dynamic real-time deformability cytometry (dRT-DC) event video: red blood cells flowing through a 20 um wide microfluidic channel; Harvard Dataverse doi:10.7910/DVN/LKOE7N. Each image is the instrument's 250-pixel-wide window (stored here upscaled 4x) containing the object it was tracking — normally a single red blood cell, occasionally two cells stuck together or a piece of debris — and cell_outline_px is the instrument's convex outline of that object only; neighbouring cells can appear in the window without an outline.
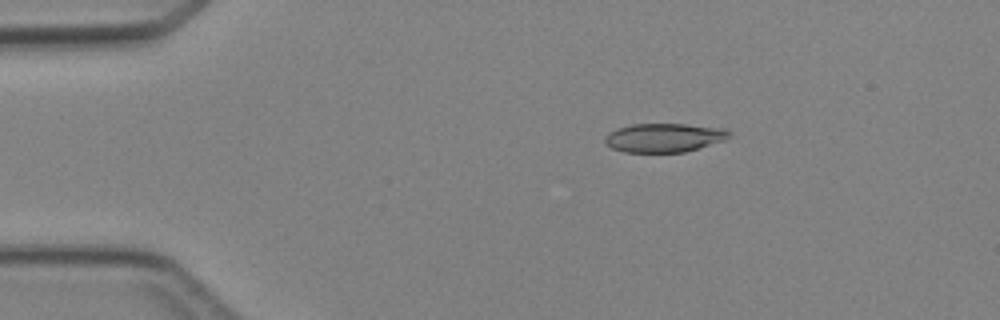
{"species": "Egyptian fruit bat (a non-hibernating species)", "species_latin": "Rousettus aegyptiacus", "temperature_condition": "cold", "stored_images_in_passage": 2, "camera_frame_rate_fps": 3000, "um_per_image_px": 0.085, "animal": {"sex": "female"}, "frame": {"image": 1, "passage_image": 1, "time_ms": 0.0, "image_size_px": [1000, 320], "cell_outline_px": [[732, 132], [728, 140], [684, 152], [624, 152], [612, 148], [604, 140], [604, 136], [608, 132], [616, 128], [632, 124], [684, 124], [724, 128]], "centroid_in_image_um": [56.48, 11.7], "position_along_channel_um": 28.5, "area_um2": 21.1}}